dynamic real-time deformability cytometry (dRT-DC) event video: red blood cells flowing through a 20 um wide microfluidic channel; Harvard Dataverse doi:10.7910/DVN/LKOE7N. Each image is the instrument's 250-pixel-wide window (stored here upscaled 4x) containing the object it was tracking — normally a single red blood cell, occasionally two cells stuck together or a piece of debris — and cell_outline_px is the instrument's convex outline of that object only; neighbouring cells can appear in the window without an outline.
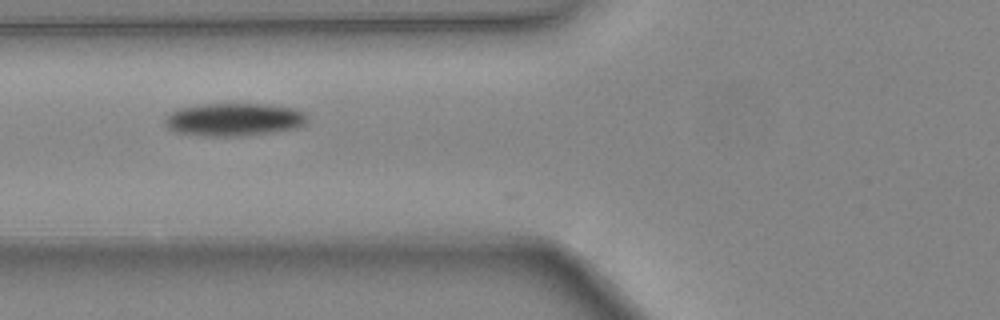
{"species": "common noctule bat (a hibernating species)", "species_latin": "Nyctalus noctula", "temperature_condition": "warm", "stored_images_in_passage": 5, "camera_frame_rate_fps": 3000, "um_per_image_px": 0.085, "animal": {"sex": "female", "body_mass_g": 24.6, "forearm_length_mm": 56.2}, "frame": {"image": 1, "passage_image": 3, "time_ms": 0.667, "image_size_px": [1000, 320], "cell_outline_px": [[308, 120], [304, 124], [296, 128], [276, 132], [240, 136], [208, 136], [176, 132], [168, 128], [164, 124], [164, 116], [168, 112], [176, 108], [204, 104], [264, 104], [292, 108], [304, 112], [308, 116]], "centroid_in_image_um": [19.85, 10.16], "position_along_channel_um": 105.9, "area_um2": 27.57}}